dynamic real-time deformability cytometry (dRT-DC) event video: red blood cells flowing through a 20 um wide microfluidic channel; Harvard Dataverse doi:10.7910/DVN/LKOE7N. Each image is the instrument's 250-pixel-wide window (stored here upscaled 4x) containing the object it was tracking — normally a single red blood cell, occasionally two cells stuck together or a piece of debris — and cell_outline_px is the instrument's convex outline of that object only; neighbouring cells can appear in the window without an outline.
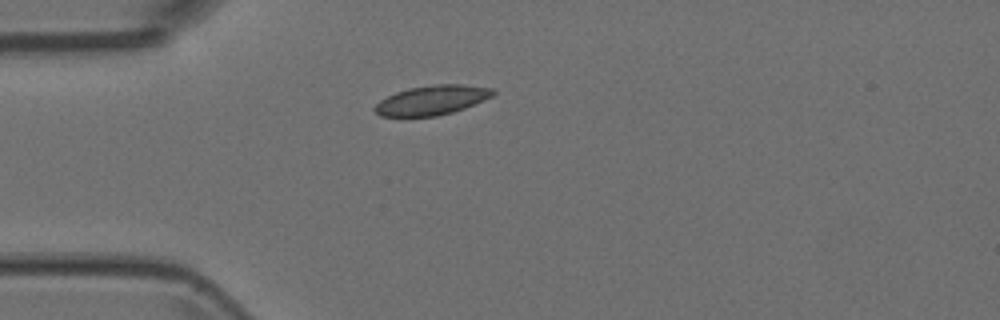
{"species": "Egyptian fruit bat (a non-hibernating species)", "species_latin": "Rousettus aegyptiacus", "temperature_condition": "room temperature", "stored_images_in_passage": 2, "camera_frame_rate_fps": 3000, "um_per_image_px": 0.085, "animal": {"sex": "female"}, "frame": {"image": 1, "passage_image": 1, "time_ms": 0.0, "image_size_px": [1000, 320], "cell_outline_px": [[496, 92], [492, 96], [484, 100], [464, 108], [452, 112], [436, 116], [380, 116], [372, 108], [380, 100], [396, 92], [408, 88], [436, 84], [460, 84], [496, 88]], "centroid_in_image_um": [36.73, 8.5], "position_along_channel_um": 48.3, "area_um2": 20.29}}